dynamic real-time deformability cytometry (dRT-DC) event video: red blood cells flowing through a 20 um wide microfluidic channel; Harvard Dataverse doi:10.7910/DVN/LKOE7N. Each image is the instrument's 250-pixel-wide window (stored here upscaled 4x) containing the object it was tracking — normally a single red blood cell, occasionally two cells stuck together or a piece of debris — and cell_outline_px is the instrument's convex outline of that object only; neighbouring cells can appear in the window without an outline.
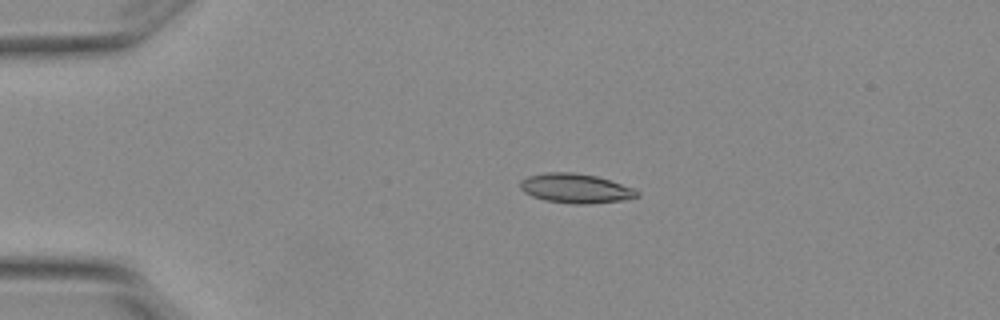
{"species": "Egyptian fruit bat (a non-hibernating species)", "species_latin": "Rousettus aegyptiacus", "temperature_condition": "warm", "stored_images_in_passage": 4, "camera_frame_rate_fps": 3000, "um_per_image_px": 0.085, "animal": {"sex": "female"}, "frame": {"image": 1, "passage_image": 3, "time_ms": 0.667, "image_size_px": [1000, 320], "cell_outline_px": [[640, 196], [620, 200], [588, 204], [572, 204], [544, 200], [532, 196], [524, 192], [520, 188], [520, 180], [528, 176], [544, 172], [572, 172], [596, 176], [632, 188], [640, 192]], "centroid_in_image_um": [48.87, 16.01], "position_along_channel_um": 36.1, "area_um2": 19.94}}